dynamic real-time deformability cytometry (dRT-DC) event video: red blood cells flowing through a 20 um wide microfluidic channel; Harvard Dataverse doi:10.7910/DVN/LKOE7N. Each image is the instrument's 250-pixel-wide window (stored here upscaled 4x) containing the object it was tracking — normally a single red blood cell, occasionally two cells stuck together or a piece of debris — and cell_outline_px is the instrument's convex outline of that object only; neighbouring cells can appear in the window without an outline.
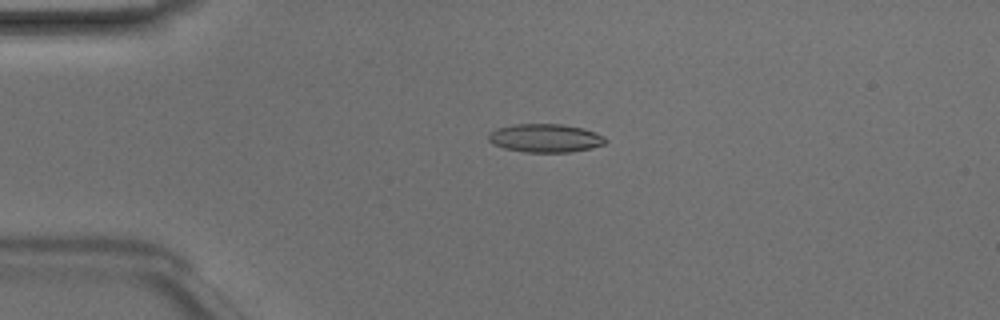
{"species": "Egyptian fruit bat (a non-hibernating species)", "species_latin": "Rousettus aegyptiacus", "temperature_condition": "room temperature", "stored_images_in_passage": 48, "camera_frame_rate_fps": 3000, "um_per_image_px": 0.085, "animal": {"sex": "male"}, "frame": {"image": 1, "passage_image": 11, "time_ms": 3.333, "image_size_px": [1000, 320], "cell_outline_px": [[608, 140], [604, 144], [592, 148], [568, 152], [524, 152], [504, 148], [492, 144], [488, 140], [488, 136], [496, 128], [512, 124], [564, 124], [584, 128], [604, 136]], "centroid_in_image_um": [46.35, 11.73], "position_along_channel_um": 38.6, "area_um2": 19.48}}
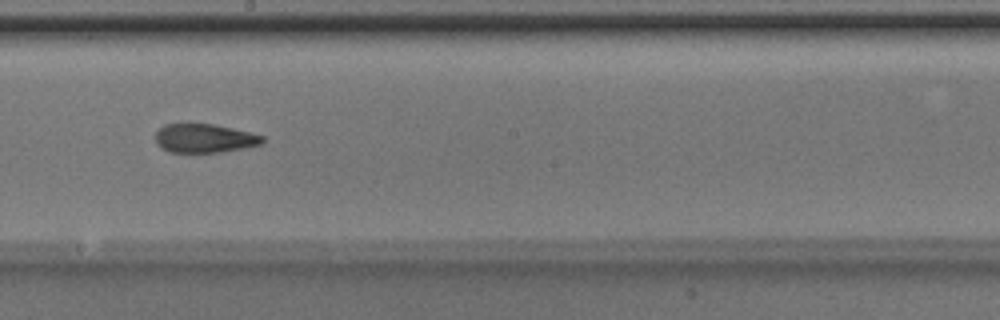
{"frame": {"image": 2, "passage_image": 27, "time_ms": 8.667, "image_size_px": [1000, 320], "cell_outline_px": [[264, 140], [260, 144], [244, 148], [220, 152], [168, 152], [156, 144], [156, 132], [164, 124], [212, 124], [232, 128], [264, 136]], "centroid_in_image_um": [17.35, 11.76], "position_along_channel_um": 230.8, "area_um2": 17.8}}
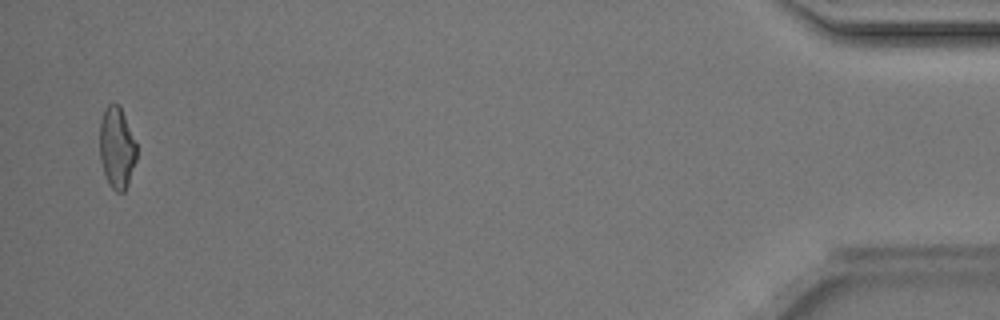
{"frame": {"image": 3, "passage_image": 47, "time_ms": 15.333, "image_size_px": [1000, 320], "cell_outline_px": [[136, 160], [128, 184], [124, 192], [116, 192], [112, 188], [104, 172], [100, 160], [100, 120], [104, 108], [108, 104], [116, 104], [120, 108], [124, 116], [136, 144]], "centroid_in_image_um": [9.92, 12.57], "position_along_channel_um": 425.3, "area_um2": 17.22}, "authors_computed_cell_mechanics": {"area_um2": 18.3804, "velocity_mm_per_s": 4.2091, "shape_relaxation_time_tau1_ms": 7.2529, "shape_relaxation_time_tau2_ms": 2.8704, "deformation_change_tau1": 0.233, "deformation_change_tau2": 0.1208}}